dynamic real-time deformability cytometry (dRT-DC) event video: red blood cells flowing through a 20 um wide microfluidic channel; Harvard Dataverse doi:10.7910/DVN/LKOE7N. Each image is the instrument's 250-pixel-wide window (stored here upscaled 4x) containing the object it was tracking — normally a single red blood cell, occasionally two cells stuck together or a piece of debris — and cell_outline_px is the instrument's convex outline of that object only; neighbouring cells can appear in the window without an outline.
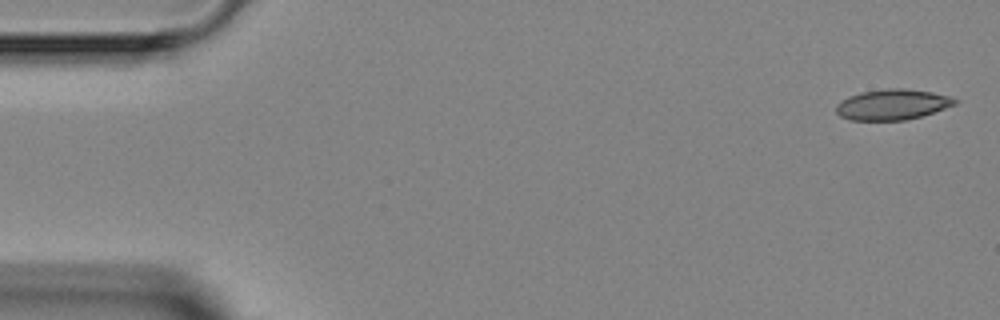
{"species": "Egyptian fruit bat (a non-hibernating species)", "species_latin": "Rousettus aegyptiacus", "temperature_condition": "room temperature", "stored_images_in_passage": 2, "camera_frame_rate_fps": 3000, "um_per_image_px": 0.085, "animal": {"sex": "female"}, "frame": {"image": 1, "passage_image": 2, "time_ms": 1.333, "image_size_px": [1000, 320], "cell_outline_px": [[960, 100], [956, 104], [920, 116], [904, 120], [848, 120], [840, 116], [836, 112], [836, 104], [840, 100], [848, 96], [860, 92], [884, 88], [904, 88], [932, 92], [952, 96]], "centroid_in_image_um": [75.83, 8.87], "position_along_channel_um": 9.2, "area_um2": 21.33}}